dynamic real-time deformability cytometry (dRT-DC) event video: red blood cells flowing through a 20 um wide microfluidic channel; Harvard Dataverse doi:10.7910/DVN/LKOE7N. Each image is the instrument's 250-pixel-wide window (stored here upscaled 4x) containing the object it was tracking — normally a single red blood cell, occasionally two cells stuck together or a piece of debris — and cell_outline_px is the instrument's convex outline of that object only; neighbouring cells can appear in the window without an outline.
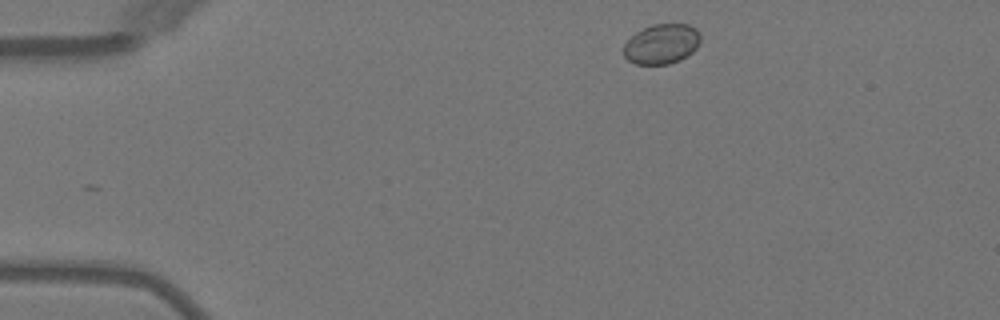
{"species": "Egyptian fruit bat (a non-hibernating species)", "species_latin": "Rousettus aegyptiacus", "temperature_condition": "warm", "stored_images_in_passage": 4, "camera_frame_rate_fps": 3000, "um_per_image_px": 0.085, "animal": {"sex": "female"}, "frame": {"image": 1, "passage_image": 1, "time_ms": 0.0, "image_size_px": [1000, 320], "cell_outline_px": [[700, 40], [696, 48], [692, 52], [680, 60], [668, 64], [636, 64], [628, 60], [624, 56], [624, 44], [636, 32], [652, 24], [688, 24], [696, 28], [700, 32]], "centroid_in_image_um": [56.25, 3.73], "position_along_channel_um": 28.7, "area_um2": 17.86}}
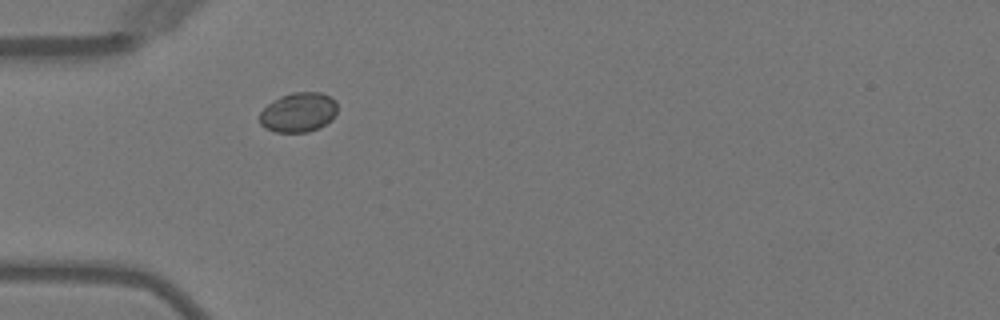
{"frame": {"image": 2, "passage_image": 3, "time_ms": 2.333, "image_size_px": [1000, 320], "cell_outline_px": [[336, 112], [332, 120], [320, 128], [308, 132], [276, 132], [264, 128], [260, 124], [260, 112], [272, 100], [280, 96], [292, 92], [320, 92], [336, 100]], "centroid_in_image_um": [25.36, 9.55], "position_along_channel_um": 59.6, "area_um2": 18.09}}
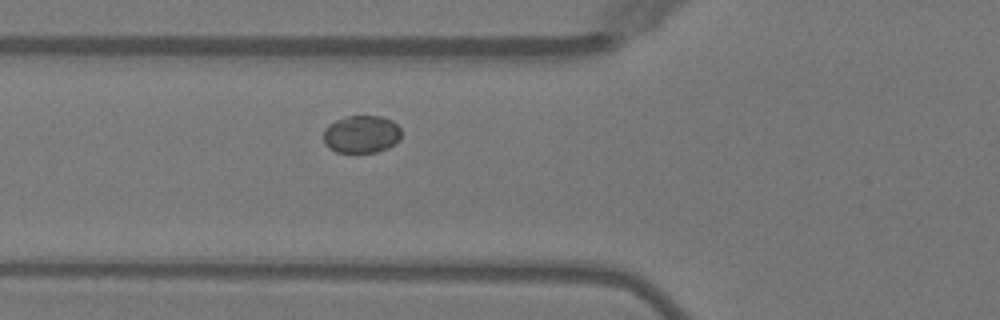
{"frame": {"image": 3, "passage_image": 4, "time_ms": 3.333, "image_size_px": [1000, 320], "cell_outline_px": [[400, 140], [388, 148], [376, 152], [336, 152], [328, 148], [324, 144], [324, 128], [328, 124], [336, 120], [348, 116], [380, 116], [392, 120], [400, 128]], "centroid_in_image_um": [30.71, 11.41], "position_along_channel_um": 95.1, "area_um2": 17.17}}